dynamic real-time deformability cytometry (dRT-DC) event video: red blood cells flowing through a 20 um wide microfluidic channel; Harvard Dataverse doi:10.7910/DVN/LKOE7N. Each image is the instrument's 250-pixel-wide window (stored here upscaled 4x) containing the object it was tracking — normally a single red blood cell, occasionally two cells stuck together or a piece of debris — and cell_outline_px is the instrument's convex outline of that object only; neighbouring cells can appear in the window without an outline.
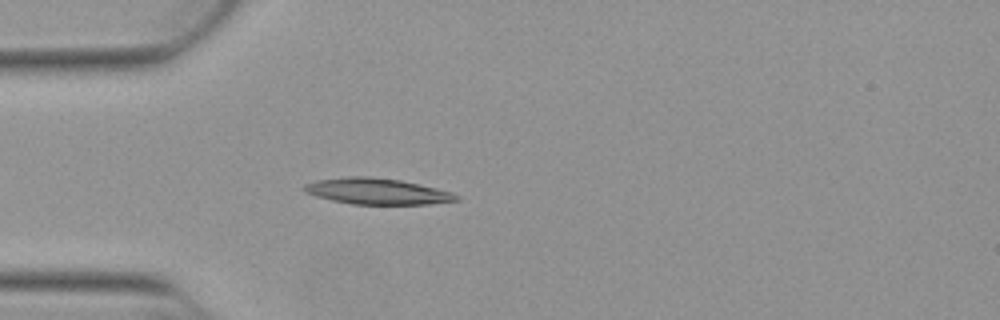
{"species": "Egyptian fruit bat (a non-hibernating species)", "species_latin": "Rousettus aegyptiacus", "temperature_condition": "warm", "stored_images_in_passage": 38, "camera_frame_rate_fps": 3000, "um_per_image_px": 0.085, "animal": {"sex": "female"}, "frame": {"image": 1, "passage_image": 7, "time_ms": 2.0, "image_size_px": [1000, 320], "cell_outline_px": [[460, 200], [428, 204], [352, 204], [332, 200], [316, 196], [304, 192], [304, 184], [316, 180], [348, 176], [368, 176], [400, 180], [436, 188], [452, 192], [460, 196]], "centroid_in_image_um": [32.05, 16.26], "position_along_channel_um": 53.0, "area_um2": 23.06}}
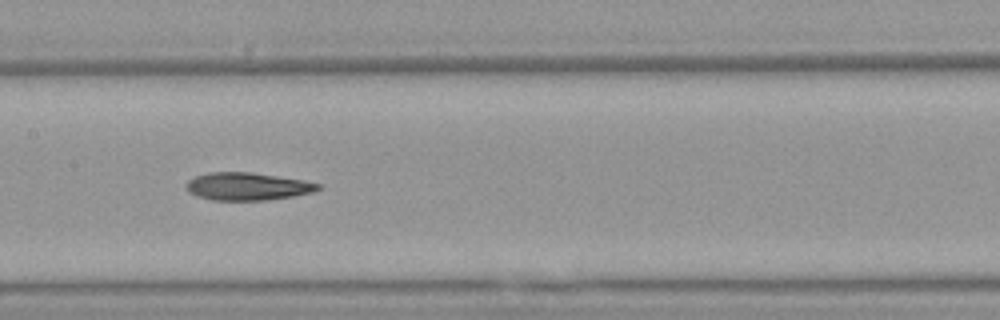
{"frame": {"image": 2, "passage_image": 18, "time_ms": 5.667, "image_size_px": [1000, 320], "cell_outline_px": [[320, 188], [312, 192], [292, 196], [268, 200], [212, 200], [196, 196], [188, 192], [188, 180], [196, 176], [208, 172], [248, 172], [304, 180], [320, 184]], "centroid_in_image_um": [21.01, 15.85], "position_along_channel_um": 186.4, "area_um2": 21.04}}
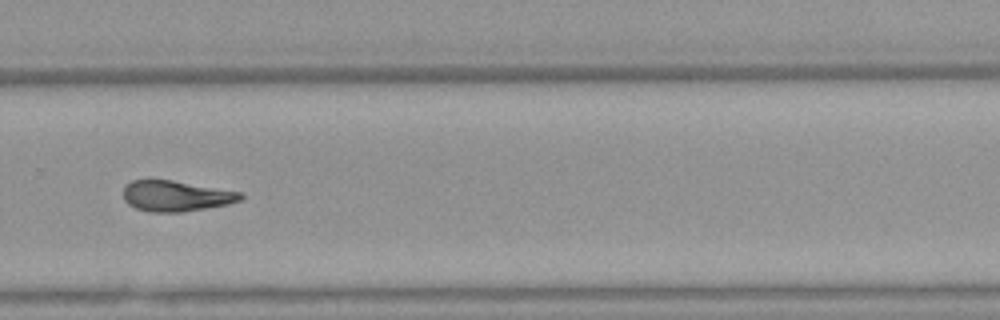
{"frame": {"image": 3, "passage_image": 28, "time_ms": 9.0, "image_size_px": [1000, 320], "cell_outline_px": [[244, 196], [240, 200], [228, 204], [184, 212], [148, 212], [136, 208], [128, 204], [124, 200], [124, 188], [132, 180], [172, 180], [244, 192]], "centroid_in_image_um": [14.99, 16.66], "position_along_channel_um": 314.8, "area_um2": 21.04}, "authors_computed_cell_mechanics": {"area_um2": 21.675, "velocity_mm_per_s": 3.8628, "shape_relaxation_time_tau1_ms": 7.7477, "shape_relaxation_time_tau2_ms": 8.1446, "deformation_change_tau1": 0.2208, "deformation_change_tau2": 0.2035}}